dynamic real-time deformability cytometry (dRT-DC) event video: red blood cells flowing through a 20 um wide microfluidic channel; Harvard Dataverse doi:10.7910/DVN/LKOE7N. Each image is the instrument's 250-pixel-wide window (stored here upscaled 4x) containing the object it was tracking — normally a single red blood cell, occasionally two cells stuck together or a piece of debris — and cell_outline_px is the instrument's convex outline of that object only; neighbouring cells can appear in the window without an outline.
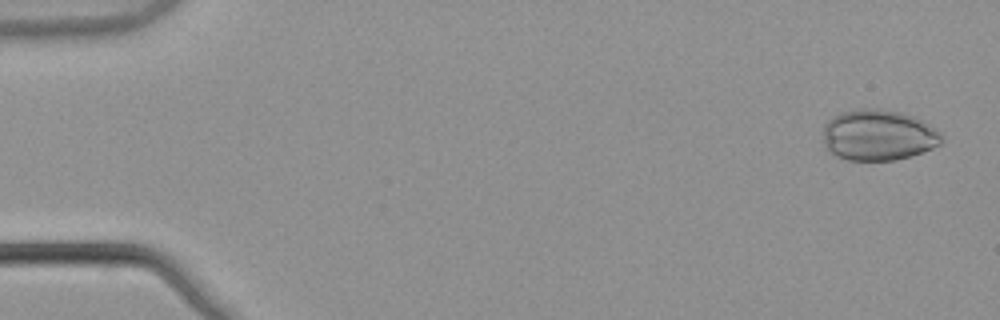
{"species": "common noctule bat (a hibernating species)", "species_latin": "Nyctalus noctula", "temperature_condition": "warm", "stored_images_in_passage": 53, "camera_frame_rate_fps": 3000, "um_per_image_px": 0.085, "animal": {"sex": "male", "body_mass_g": 21.5, "forearm_length_mm": 52.0}, "frame": {"image": 1, "passage_image": 2, "time_ms": 0.333, "image_size_px": [1000, 320], "cell_outline_px": [[940, 144], [932, 148], [912, 156], [896, 160], [848, 160], [832, 156], [828, 152], [824, 144], [824, 124], [832, 116], [840, 112], [864, 108], [880, 108], [900, 112], [912, 116], [920, 120], [940, 132]], "centroid_in_image_um": [74.59, 11.49], "position_along_channel_um": 10.4, "area_um2": 35.26}}
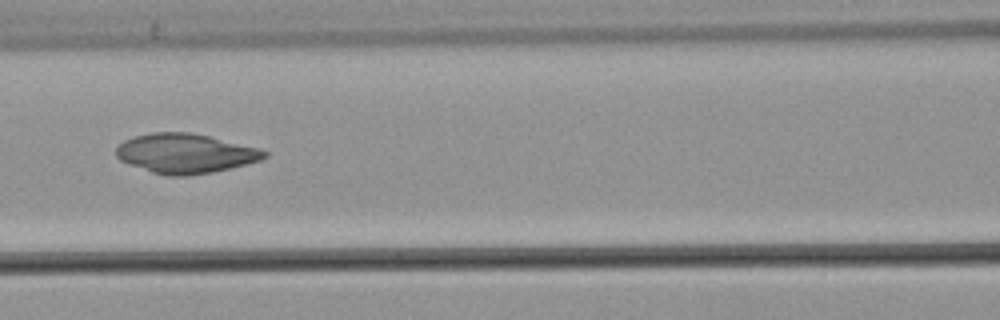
{"frame": {"image": 2, "passage_image": 24, "time_ms": 7.667, "image_size_px": [1000, 320], "cell_outline_px": [[268, 156], [260, 160], [212, 172], [188, 176], [168, 176], [152, 172], [128, 164], [120, 160], [116, 156], [116, 148], [124, 140], [136, 136], [152, 132], [192, 132], [260, 148], [268, 152]], "centroid_in_image_um": [15.75, 13.04], "position_along_channel_um": 150.9, "area_um2": 34.1}}
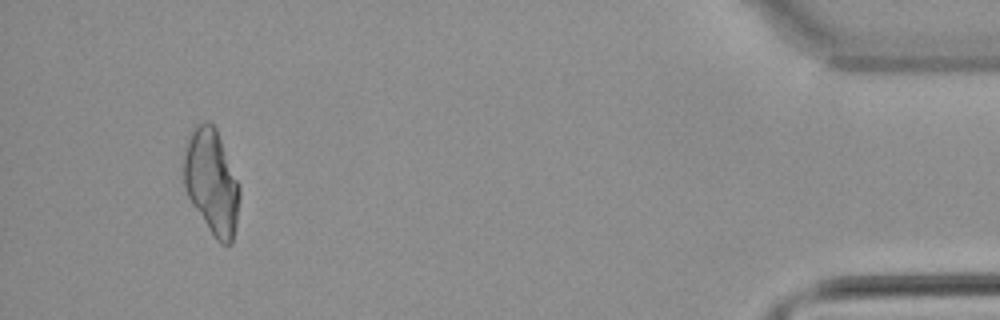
{"frame": {"image": 3, "passage_image": 50, "time_ms": 16.333, "image_size_px": [1000, 320], "cell_outline_px": [[240, 196], [236, 224], [232, 244], [220, 244], [216, 240], [192, 204], [188, 196], [184, 184], [184, 156], [188, 136], [196, 124], [204, 120], [208, 120], [216, 128], [240, 188]], "centroid_in_image_um": [17.98, 15.45], "position_along_channel_um": 417.2, "area_um2": 33.93}}